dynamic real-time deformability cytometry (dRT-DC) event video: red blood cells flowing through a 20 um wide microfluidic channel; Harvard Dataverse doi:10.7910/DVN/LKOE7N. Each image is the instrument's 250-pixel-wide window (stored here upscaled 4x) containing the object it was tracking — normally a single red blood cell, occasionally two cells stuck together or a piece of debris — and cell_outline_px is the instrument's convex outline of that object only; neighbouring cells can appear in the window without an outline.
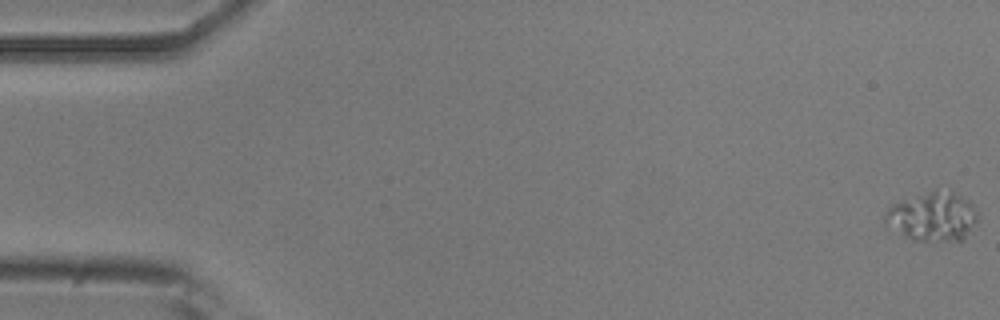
{"species": "common noctule bat (a hibernating species)", "species_latin": "Nyctalus noctula", "temperature_condition": "room temperature", "stored_images_in_passage": 53, "camera_frame_rate_fps": 3000, "um_per_image_px": 0.085, "animal": {"sex": "male", "body_mass_g": 20.5, "forearm_length_mm": 52.5}, "frame": {"image": 1, "passage_image": 1, "time_ms": 0.0, "image_size_px": [1000, 320], "cell_outline_px": [[976, 220], [964, 240], [916, 240], [904, 236], [884, 228], [884, 212], [892, 204], [900, 200], [936, 188], [952, 192], [968, 200], [976, 212]], "centroid_in_image_um": [79.17, 18.4], "position_along_channel_um": 5.8, "area_um2": 26.65}}
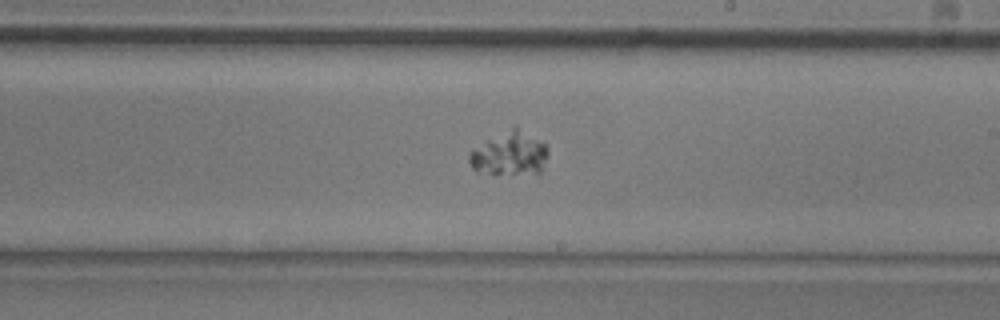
{"frame": {"image": 2, "passage_image": 31, "time_ms": 10.0, "image_size_px": [1000, 320], "cell_outline_px": [[548, 156], [540, 172], [476, 172], [472, 168], [468, 160], [468, 152], [472, 148], [484, 140], [516, 124], [544, 144], [548, 148]], "centroid_in_image_um": [43.27, 12.99], "position_along_channel_um": 245.7, "area_um2": 20.0}}
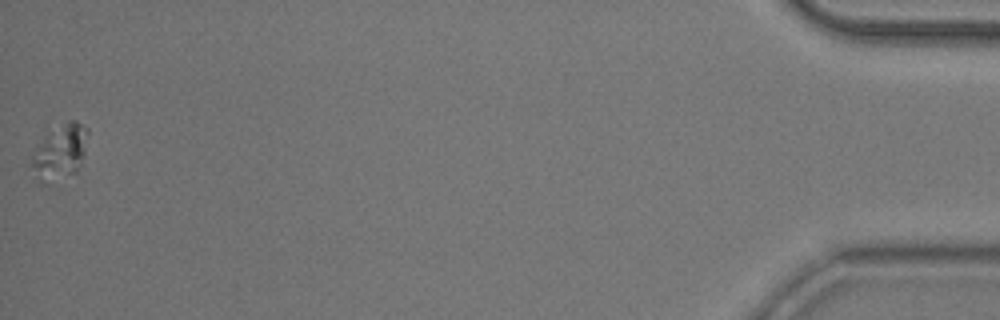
{"frame": {"image": 3, "passage_image": 53, "time_ms": 17.333, "image_size_px": [1000, 320], "cell_outline_px": [[88, 132], [84, 152], [80, 164], [76, 172], [48, 184], [40, 184], [36, 176], [32, 164], [32, 156], [36, 148], [44, 136], [68, 120], [76, 120], [88, 128]], "centroid_in_image_um": [5.11, 12.93], "position_along_channel_um": 430.1, "area_um2": 17.8}}